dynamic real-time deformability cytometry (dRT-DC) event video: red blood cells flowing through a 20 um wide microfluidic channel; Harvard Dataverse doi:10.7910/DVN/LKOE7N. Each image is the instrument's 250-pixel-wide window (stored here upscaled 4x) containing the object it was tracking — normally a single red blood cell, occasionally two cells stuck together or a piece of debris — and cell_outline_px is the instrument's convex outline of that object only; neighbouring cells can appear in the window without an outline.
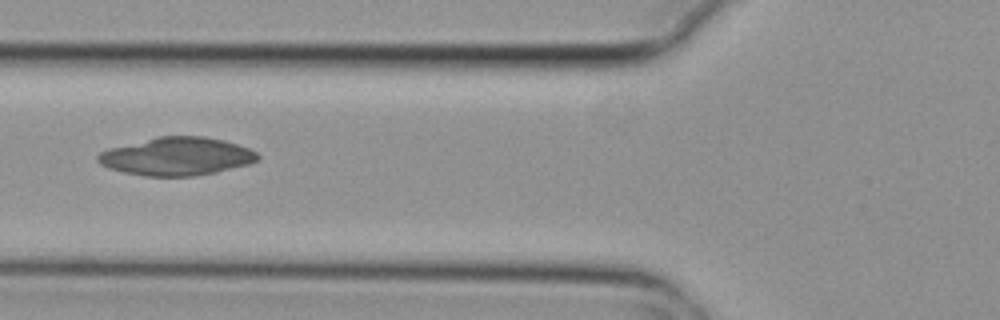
{"species": "common noctule bat (a hibernating species)", "species_latin": "Nyctalus noctula", "temperature_condition": "cold", "stored_images_in_passage": 7, "camera_frame_rate_fps": 3000, "um_per_image_px": 0.085, "animal": {"sex": "female", "body_mass_g": 29.2, "forearm_length_mm": 56.3}, "frame": {"image": 1, "passage_image": 4, "time_ms": 1.0, "image_size_px": [1000, 320], "cell_outline_px": [[260, 160], [248, 164], [216, 172], [192, 176], [144, 176], [124, 172], [108, 168], [100, 164], [96, 160], [96, 156], [100, 152], [108, 148], [156, 136], [204, 136], [224, 140], [248, 148], [256, 152], [260, 156]], "centroid_in_image_um": [14.99, 13.29], "position_along_channel_um": 110.8, "area_um2": 35.6}}
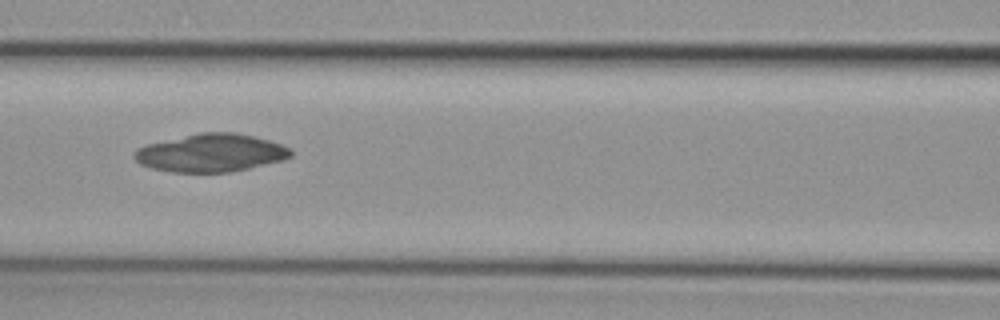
{"frame": {"image": 2, "passage_image": 5, "time_ms": 1.333, "image_size_px": [1000, 320], "cell_outline_px": [[292, 156], [284, 160], [248, 168], [228, 172], [172, 172], [152, 168], [140, 164], [132, 156], [132, 152], [136, 148], [148, 144], [200, 132], [236, 132], [268, 140], [280, 144], [288, 148], [292, 152]], "centroid_in_image_um": [17.9, 13.0], "position_along_channel_um": 148.7, "area_um2": 34.45}}